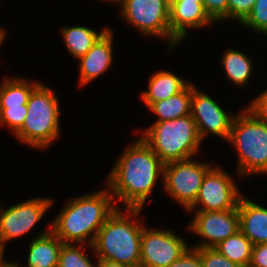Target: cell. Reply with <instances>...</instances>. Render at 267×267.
Returning a JSON list of instances; mask_svg holds the SVG:
<instances>
[{
  "mask_svg": "<svg viewBox=\"0 0 267 267\" xmlns=\"http://www.w3.org/2000/svg\"><path fill=\"white\" fill-rule=\"evenodd\" d=\"M164 163L140 138L128 145L107 178V187L127 209H142L152 194Z\"/></svg>",
  "mask_w": 267,
  "mask_h": 267,
  "instance_id": "cell-1",
  "label": "cell"
},
{
  "mask_svg": "<svg viewBox=\"0 0 267 267\" xmlns=\"http://www.w3.org/2000/svg\"><path fill=\"white\" fill-rule=\"evenodd\" d=\"M109 193L107 187L70 199L50 224L51 231L63 243L85 244L87 241V247L91 248L98 230L117 208Z\"/></svg>",
  "mask_w": 267,
  "mask_h": 267,
  "instance_id": "cell-2",
  "label": "cell"
},
{
  "mask_svg": "<svg viewBox=\"0 0 267 267\" xmlns=\"http://www.w3.org/2000/svg\"><path fill=\"white\" fill-rule=\"evenodd\" d=\"M142 209L116 210L98 230L92 244L97 259H105L130 267H140V248L143 225L137 218ZM128 214V215H127ZM129 216L132 220H129Z\"/></svg>",
  "mask_w": 267,
  "mask_h": 267,
  "instance_id": "cell-3",
  "label": "cell"
},
{
  "mask_svg": "<svg viewBox=\"0 0 267 267\" xmlns=\"http://www.w3.org/2000/svg\"><path fill=\"white\" fill-rule=\"evenodd\" d=\"M141 138L164 164L193 158L202 143L191 114L175 120L155 122Z\"/></svg>",
  "mask_w": 267,
  "mask_h": 267,
  "instance_id": "cell-4",
  "label": "cell"
},
{
  "mask_svg": "<svg viewBox=\"0 0 267 267\" xmlns=\"http://www.w3.org/2000/svg\"><path fill=\"white\" fill-rule=\"evenodd\" d=\"M60 114L55 93L40 82L29 96L27 116L15 135L30 146L49 147L60 136Z\"/></svg>",
  "mask_w": 267,
  "mask_h": 267,
  "instance_id": "cell-5",
  "label": "cell"
},
{
  "mask_svg": "<svg viewBox=\"0 0 267 267\" xmlns=\"http://www.w3.org/2000/svg\"><path fill=\"white\" fill-rule=\"evenodd\" d=\"M239 154L240 175L267 174V124L247 108L235 115L228 138Z\"/></svg>",
  "mask_w": 267,
  "mask_h": 267,
  "instance_id": "cell-6",
  "label": "cell"
},
{
  "mask_svg": "<svg viewBox=\"0 0 267 267\" xmlns=\"http://www.w3.org/2000/svg\"><path fill=\"white\" fill-rule=\"evenodd\" d=\"M209 163H197L192 158L164 164V190L188 210L196 201L206 173L211 169Z\"/></svg>",
  "mask_w": 267,
  "mask_h": 267,
  "instance_id": "cell-7",
  "label": "cell"
},
{
  "mask_svg": "<svg viewBox=\"0 0 267 267\" xmlns=\"http://www.w3.org/2000/svg\"><path fill=\"white\" fill-rule=\"evenodd\" d=\"M120 5L122 17L144 35L168 37L171 51L179 43L171 34L169 7L163 0H122Z\"/></svg>",
  "mask_w": 267,
  "mask_h": 267,
  "instance_id": "cell-8",
  "label": "cell"
},
{
  "mask_svg": "<svg viewBox=\"0 0 267 267\" xmlns=\"http://www.w3.org/2000/svg\"><path fill=\"white\" fill-rule=\"evenodd\" d=\"M241 196L230 174L220 166L212 167L203 179L195 203L187 211L190 212L197 206V211H225L237 208Z\"/></svg>",
  "mask_w": 267,
  "mask_h": 267,
  "instance_id": "cell-9",
  "label": "cell"
},
{
  "mask_svg": "<svg viewBox=\"0 0 267 267\" xmlns=\"http://www.w3.org/2000/svg\"><path fill=\"white\" fill-rule=\"evenodd\" d=\"M188 248L185 240L174 231L143 226L140 267H167Z\"/></svg>",
  "mask_w": 267,
  "mask_h": 267,
  "instance_id": "cell-10",
  "label": "cell"
},
{
  "mask_svg": "<svg viewBox=\"0 0 267 267\" xmlns=\"http://www.w3.org/2000/svg\"><path fill=\"white\" fill-rule=\"evenodd\" d=\"M52 199L33 198L9 208L0 207V247L8 240L28 233L52 204Z\"/></svg>",
  "mask_w": 267,
  "mask_h": 267,
  "instance_id": "cell-11",
  "label": "cell"
},
{
  "mask_svg": "<svg viewBox=\"0 0 267 267\" xmlns=\"http://www.w3.org/2000/svg\"><path fill=\"white\" fill-rule=\"evenodd\" d=\"M195 211L189 230L204 239L194 248H213L240 230L238 208L225 211Z\"/></svg>",
  "mask_w": 267,
  "mask_h": 267,
  "instance_id": "cell-12",
  "label": "cell"
},
{
  "mask_svg": "<svg viewBox=\"0 0 267 267\" xmlns=\"http://www.w3.org/2000/svg\"><path fill=\"white\" fill-rule=\"evenodd\" d=\"M191 116L202 141L209 132L228 140L234 114L225 112L213 98L198 90L193 83Z\"/></svg>",
  "mask_w": 267,
  "mask_h": 267,
  "instance_id": "cell-13",
  "label": "cell"
},
{
  "mask_svg": "<svg viewBox=\"0 0 267 267\" xmlns=\"http://www.w3.org/2000/svg\"><path fill=\"white\" fill-rule=\"evenodd\" d=\"M111 28L96 41L91 49L79 60V83L86 85L105 73L113 61V34Z\"/></svg>",
  "mask_w": 267,
  "mask_h": 267,
  "instance_id": "cell-14",
  "label": "cell"
},
{
  "mask_svg": "<svg viewBox=\"0 0 267 267\" xmlns=\"http://www.w3.org/2000/svg\"><path fill=\"white\" fill-rule=\"evenodd\" d=\"M213 22L206 13L203 3L175 2L169 7L170 31L179 42L188 35L186 29L202 28Z\"/></svg>",
  "mask_w": 267,
  "mask_h": 267,
  "instance_id": "cell-15",
  "label": "cell"
},
{
  "mask_svg": "<svg viewBox=\"0 0 267 267\" xmlns=\"http://www.w3.org/2000/svg\"><path fill=\"white\" fill-rule=\"evenodd\" d=\"M240 231L253 243H267V208L241 196L238 202Z\"/></svg>",
  "mask_w": 267,
  "mask_h": 267,
  "instance_id": "cell-16",
  "label": "cell"
},
{
  "mask_svg": "<svg viewBox=\"0 0 267 267\" xmlns=\"http://www.w3.org/2000/svg\"><path fill=\"white\" fill-rule=\"evenodd\" d=\"M32 240L27 256V267H58L63 242L51 231L40 232Z\"/></svg>",
  "mask_w": 267,
  "mask_h": 267,
  "instance_id": "cell-17",
  "label": "cell"
},
{
  "mask_svg": "<svg viewBox=\"0 0 267 267\" xmlns=\"http://www.w3.org/2000/svg\"><path fill=\"white\" fill-rule=\"evenodd\" d=\"M189 83L171 71H157L150 77L148 91L143 92L141 97L149 108L154 102L162 101L181 92Z\"/></svg>",
  "mask_w": 267,
  "mask_h": 267,
  "instance_id": "cell-18",
  "label": "cell"
},
{
  "mask_svg": "<svg viewBox=\"0 0 267 267\" xmlns=\"http://www.w3.org/2000/svg\"><path fill=\"white\" fill-rule=\"evenodd\" d=\"M192 83L190 82L181 92L154 102L148 109L158 117L155 122L175 120L191 114Z\"/></svg>",
  "mask_w": 267,
  "mask_h": 267,
  "instance_id": "cell-19",
  "label": "cell"
},
{
  "mask_svg": "<svg viewBox=\"0 0 267 267\" xmlns=\"http://www.w3.org/2000/svg\"><path fill=\"white\" fill-rule=\"evenodd\" d=\"M103 29L100 33L84 26H64L61 34L69 53L77 60L83 57L96 41L107 31Z\"/></svg>",
  "mask_w": 267,
  "mask_h": 267,
  "instance_id": "cell-20",
  "label": "cell"
},
{
  "mask_svg": "<svg viewBox=\"0 0 267 267\" xmlns=\"http://www.w3.org/2000/svg\"><path fill=\"white\" fill-rule=\"evenodd\" d=\"M213 248L241 267H248L250 264L253 243L240 230Z\"/></svg>",
  "mask_w": 267,
  "mask_h": 267,
  "instance_id": "cell-21",
  "label": "cell"
},
{
  "mask_svg": "<svg viewBox=\"0 0 267 267\" xmlns=\"http://www.w3.org/2000/svg\"><path fill=\"white\" fill-rule=\"evenodd\" d=\"M0 84V107L27 105L32 90L40 83L22 78H6Z\"/></svg>",
  "mask_w": 267,
  "mask_h": 267,
  "instance_id": "cell-22",
  "label": "cell"
},
{
  "mask_svg": "<svg viewBox=\"0 0 267 267\" xmlns=\"http://www.w3.org/2000/svg\"><path fill=\"white\" fill-rule=\"evenodd\" d=\"M222 65L228 79L238 86L246 85L252 74L251 59L238 50L227 49L222 58Z\"/></svg>",
  "mask_w": 267,
  "mask_h": 267,
  "instance_id": "cell-23",
  "label": "cell"
},
{
  "mask_svg": "<svg viewBox=\"0 0 267 267\" xmlns=\"http://www.w3.org/2000/svg\"><path fill=\"white\" fill-rule=\"evenodd\" d=\"M75 245L74 243H63L59 252L58 267H98V260L94 266L83 252V244Z\"/></svg>",
  "mask_w": 267,
  "mask_h": 267,
  "instance_id": "cell-24",
  "label": "cell"
},
{
  "mask_svg": "<svg viewBox=\"0 0 267 267\" xmlns=\"http://www.w3.org/2000/svg\"><path fill=\"white\" fill-rule=\"evenodd\" d=\"M241 24L267 35V0H256L251 12Z\"/></svg>",
  "mask_w": 267,
  "mask_h": 267,
  "instance_id": "cell-25",
  "label": "cell"
},
{
  "mask_svg": "<svg viewBox=\"0 0 267 267\" xmlns=\"http://www.w3.org/2000/svg\"><path fill=\"white\" fill-rule=\"evenodd\" d=\"M27 116V105L0 107V125L11 128L16 134L23 126Z\"/></svg>",
  "mask_w": 267,
  "mask_h": 267,
  "instance_id": "cell-26",
  "label": "cell"
},
{
  "mask_svg": "<svg viewBox=\"0 0 267 267\" xmlns=\"http://www.w3.org/2000/svg\"><path fill=\"white\" fill-rule=\"evenodd\" d=\"M202 267H241L229 261L220 254L215 248H199Z\"/></svg>",
  "mask_w": 267,
  "mask_h": 267,
  "instance_id": "cell-27",
  "label": "cell"
},
{
  "mask_svg": "<svg viewBox=\"0 0 267 267\" xmlns=\"http://www.w3.org/2000/svg\"><path fill=\"white\" fill-rule=\"evenodd\" d=\"M256 0H228L227 20L241 23L251 12Z\"/></svg>",
  "mask_w": 267,
  "mask_h": 267,
  "instance_id": "cell-28",
  "label": "cell"
},
{
  "mask_svg": "<svg viewBox=\"0 0 267 267\" xmlns=\"http://www.w3.org/2000/svg\"><path fill=\"white\" fill-rule=\"evenodd\" d=\"M203 6L214 23L227 19L228 0H203Z\"/></svg>",
  "mask_w": 267,
  "mask_h": 267,
  "instance_id": "cell-29",
  "label": "cell"
},
{
  "mask_svg": "<svg viewBox=\"0 0 267 267\" xmlns=\"http://www.w3.org/2000/svg\"><path fill=\"white\" fill-rule=\"evenodd\" d=\"M167 267H202L199 248H188L176 261Z\"/></svg>",
  "mask_w": 267,
  "mask_h": 267,
  "instance_id": "cell-30",
  "label": "cell"
},
{
  "mask_svg": "<svg viewBox=\"0 0 267 267\" xmlns=\"http://www.w3.org/2000/svg\"><path fill=\"white\" fill-rule=\"evenodd\" d=\"M246 108L259 120L267 124V90L258 95L255 100H252Z\"/></svg>",
  "mask_w": 267,
  "mask_h": 267,
  "instance_id": "cell-31",
  "label": "cell"
},
{
  "mask_svg": "<svg viewBox=\"0 0 267 267\" xmlns=\"http://www.w3.org/2000/svg\"><path fill=\"white\" fill-rule=\"evenodd\" d=\"M248 267H267V243L253 245Z\"/></svg>",
  "mask_w": 267,
  "mask_h": 267,
  "instance_id": "cell-32",
  "label": "cell"
},
{
  "mask_svg": "<svg viewBox=\"0 0 267 267\" xmlns=\"http://www.w3.org/2000/svg\"><path fill=\"white\" fill-rule=\"evenodd\" d=\"M98 267H130V266L105 259H98Z\"/></svg>",
  "mask_w": 267,
  "mask_h": 267,
  "instance_id": "cell-33",
  "label": "cell"
},
{
  "mask_svg": "<svg viewBox=\"0 0 267 267\" xmlns=\"http://www.w3.org/2000/svg\"><path fill=\"white\" fill-rule=\"evenodd\" d=\"M3 257H4V250L0 249V267H7L10 264V262L4 261Z\"/></svg>",
  "mask_w": 267,
  "mask_h": 267,
  "instance_id": "cell-34",
  "label": "cell"
},
{
  "mask_svg": "<svg viewBox=\"0 0 267 267\" xmlns=\"http://www.w3.org/2000/svg\"><path fill=\"white\" fill-rule=\"evenodd\" d=\"M5 30H3L2 28H0V47L2 45V42L5 40Z\"/></svg>",
  "mask_w": 267,
  "mask_h": 267,
  "instance_id": "cell-35",
  "label": "cell"
},
{
  "mask_svg": "<svg viewBox=\"0 0 267 267\" xmlns=\"http://www.w3.org/2000/svg\"><path fill=\"white\" fill-rule=\"evenodd\" d=\"M176 2H196V3H203V0H176Z\"/></svg>",
  "mask_w": 267,
  "mask_h": 267,
  "instance_id": "cell-36",
  "label": "cell"
},
{
  "mask_svg": "<svg viewBox=\"0 0 267 267\" xmlns=\"http://www.w3.org/2000/svg\"><path fill=\"white\" fill-rule=\"evenodd\" d=\"M163 2H164L168 7H170L173 3L176 2V0H163Z\"/></svg>",
  "mask_w": 267,
  "mask_h": 267,
  "instance_id": "cell-37",
  "label": "cell"
},
{
  "mask_svg": "<svg viewBox=\"0 0 267 267\" xmlns=\"http://www.w3.org/2000/svg\"><path fill=\"white\" fill-rule=\"evenodd\" d=\"M10 265H11L12 267H22L21 265H19V264L16 263V262H15V263H14V262H13V263L10 262Z\"/></svg>",
  "mask_w": 267,
  "mask_h": 267,
  "instance_id": "cell-38",
  "label": "cell"
},
{
  "mask_svg": "<svg viewBox=\"0 0 267 267\" xmlns=\"http://www.w3.org/2000/svg\"><path fill=\"white\" fill-rule=\"evenodd\" d=\"M106 1V0H105ZM110 2L113 1V2H116V3H121L122 0H109Z\"/></svg>",
  "mask_w": 267,
  "mask_h": 267,
  "instance_id": "cell-39",
  "label": "cell"
}]
</instances>
